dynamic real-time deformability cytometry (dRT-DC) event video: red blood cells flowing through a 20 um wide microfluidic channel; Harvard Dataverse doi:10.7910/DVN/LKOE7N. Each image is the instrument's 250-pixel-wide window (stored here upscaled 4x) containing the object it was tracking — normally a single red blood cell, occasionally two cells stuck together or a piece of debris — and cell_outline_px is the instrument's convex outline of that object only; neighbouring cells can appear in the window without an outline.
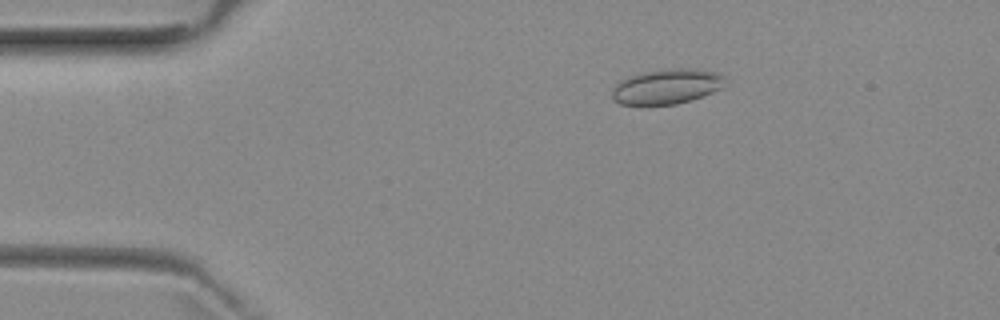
{"species": "common noctule bat (a hibernating species)", "species_latin": "Nyctalus noctula", "temperature_condition": "room temperature", "stored_images_in_passage": 7, "camera_frame_rate_fps": 3000, "um_per_image_px": 0.085, "animal": {"sex": "female", "body_mass_g": 29.2, "forearm_length_mm": 56.3}, "frame": {"image": 1, "passage_image": 3, "time_ms": 2.333, "image_size_px": [1000, 320], "cell_outline_px": [[728, 84], [712, 92], [692, 100], [676, 104], [620, 104], [612, 100], [612, 88], [620, 80], [628, 76], [660, 68], [700, 68], [716, 72], [724, 76]], "centroid_in_image_um": [56.69, 7.32], "position_along_channel_um": 28.3, "area_um2": 23.47}}
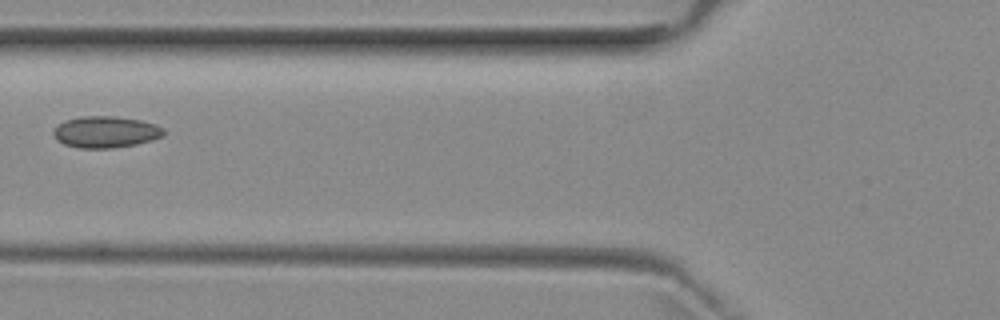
{"frame": {"image": 2, "passage_image": 6, "time_ms": 6.0, "image_size_px": [1000, 320], "cell_outline_px": [[164, 136], [152, 140], [136, 144], [112, 148], [76, 148], [64, 144], [56, 140], [52, 132], [56, 124], [64, 120], [80, 116], [112, 116], [140, 120], [156, 124], [164, 128]], "centroid_in_image_um": [8.94, 11.21], "position_along_channel_um": 116.9, "area_um2": 20.52}}
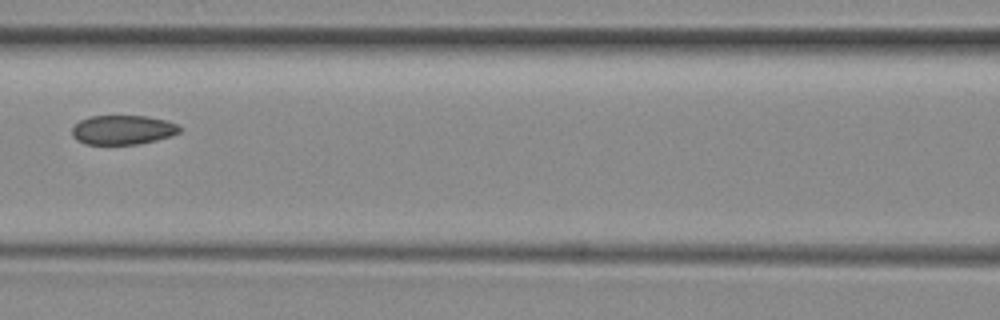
{"frame": {"image": 3, "passage_image": 7, "time_ms": 7.0, "image_size_px": [1000, 320], "cell_outline_px": [[180, 132], [156, 140], [136, 144], [84, 144], [76, 140], [72, 136], [72, 128], [80, 120], [88, 116], [148, 116], [164, 120], [176, 124], [180, 128]], "centroid_in_image_um": [10.38, 11.03], "position_along_channel_um": 156.2, "area_um2": 18.26}}